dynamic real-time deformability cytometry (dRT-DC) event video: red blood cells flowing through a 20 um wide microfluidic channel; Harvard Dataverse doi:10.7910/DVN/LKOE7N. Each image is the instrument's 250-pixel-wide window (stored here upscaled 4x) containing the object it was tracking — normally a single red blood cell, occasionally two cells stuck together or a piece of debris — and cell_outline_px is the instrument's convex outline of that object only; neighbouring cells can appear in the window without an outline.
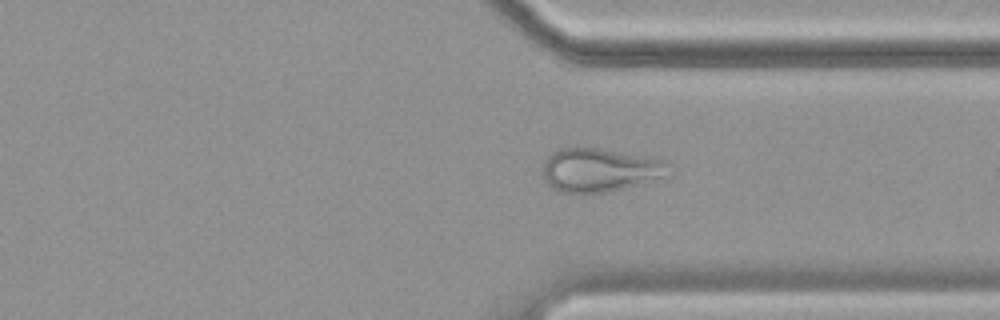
{"species": "common noctule bat (a hibernating species)", "species_latin": "Nyctalus noctula", "temperature_condition": "cold", "stored_images_in_passage": 51, "camera_frame_rate_fps": 3000, "um_per_image_px": 0.085, "animal": {"sex": "female", "body_mass_g": 19.9}, "frame": {"image": 1, "passage_image": 40, "time_ms": 13.0, "image_size_px": [1000, 320], "cell_outline_px": [[672, 164], [668, 176], [604, 192], [560, 192], [552, 188], [544, 180], [544, 160], [552, 152], [560, 148], [600, 148], [648, 156], [664, 160]], "centroid_in_image_um": [51.01, 14.42], "position_along_channel_um": 360.4, "area_um2": 31.85}}
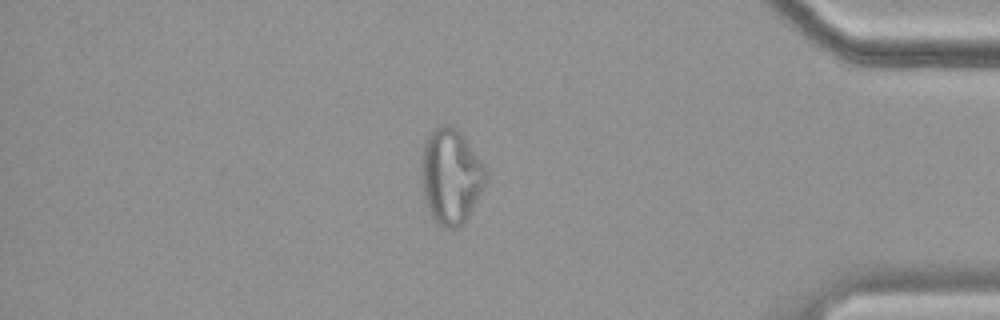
{"frame": {"image": 2, "passage_image": 46, "time_ms": 15.0, "image_size_px": [1000, 320], "cell_outline_px": [[488, 180], [468, 220], [460, 228], [444, 228], [432, 220], [424, 196], [420, 180], [420, 156], [424, 140], [428, 132], [432, 128], [440, 124], [448, 124], [456, 128], [464, 136], [488, 168]], "centroid_in_image_um": [38.32, 14.97], "position_along_channel_um": 396.9, "area_um2": 37.4}}